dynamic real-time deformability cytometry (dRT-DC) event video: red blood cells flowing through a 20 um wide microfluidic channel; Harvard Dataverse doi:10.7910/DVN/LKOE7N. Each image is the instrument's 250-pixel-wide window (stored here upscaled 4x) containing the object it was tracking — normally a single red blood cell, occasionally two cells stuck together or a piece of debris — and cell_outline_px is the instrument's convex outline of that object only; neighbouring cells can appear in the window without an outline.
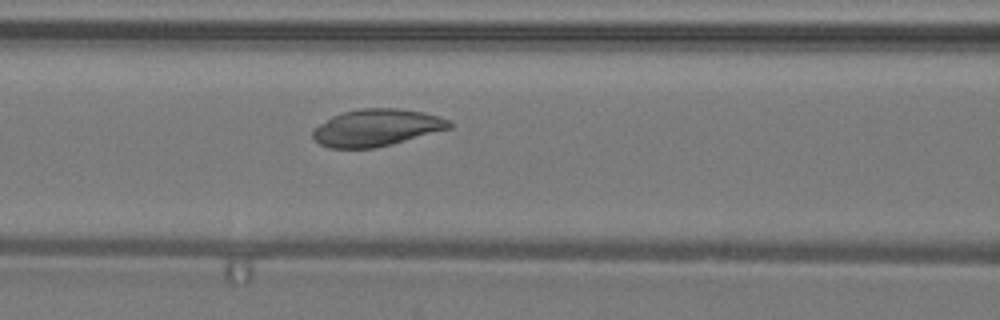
{"species": "common noctule bat (a hibernating species)", "species_latin": "Nyctalus noctula", "temperature_condition": "warm", "stored_images_in_passage": 48, "camera_frame_rate_fps": 3000, "um_per_image_px": 0.085, "animal": {"sex": "male", "body_mass_g": 19.2, "forearm_length_mm": 51.8}, "frame": {"image": 1, "passage_image": 20, "time_ms": 6.333, "image_size_px": [1000, 320], "cell_outline_px": [[452, 128], [392, 144], [376, 148], [332, 148], [320, 144], [312, 136], [312, 128], [332, 116], [344, 112], [360, 108], [396, 108], [424, 112], [448, 120], [452, 124]], "centroid_in_image_um": [31.99, 10.85], "position_along_channel_um": 134.6, "area_um2": 29.42}}
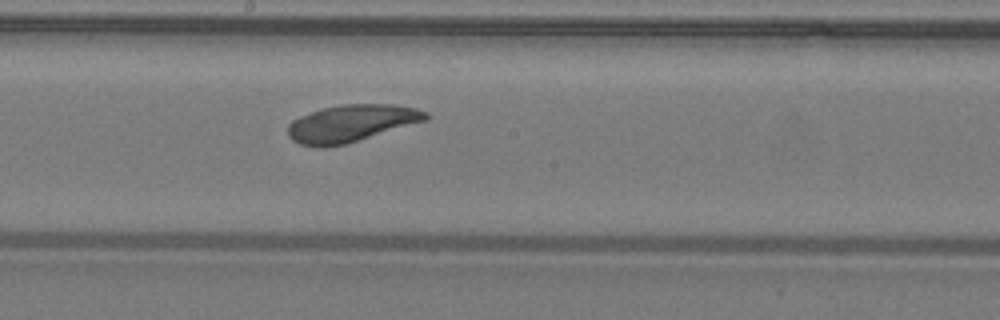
{"frame": {"image": 2, "passage_image": 26, "time_ms": 8.333, "image_size_px": [1000, 320], "cell_outline_px": [[428, 120], [344, 144], [324, 148], [320, 148], [300, 144], [292, 140], [288, 136], [288, 124], [292, 120], [300, 116], [320, 108], [340, 104], [392, 104], [416, 108], [428, 112]], "centroid_in_image_um": [29.83, 10.48], "position_along_channel_um": 218.4, "area_um2": 29.94}}
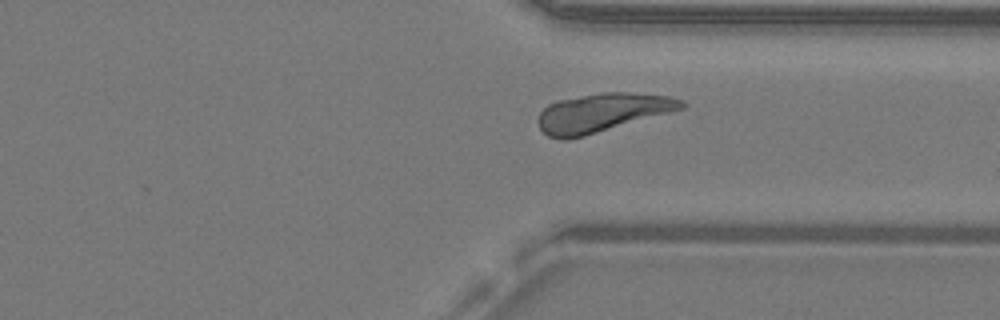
{"frame": {"image": 3, "passage_image": 36, "time_ms": 11.667, "image_size_px": [1000, 320], "cell_outline_px": [[684, 108], [584, 136], [568, 140], [560, 140], [548, 136], [540, 128], [540, 112], [548, 104], [560, 100], [600, 92], [628, 92], [668, 96], [684, 100]], "centroid_in_image_um": [51.18, 9.58], "position_along_channel_um": 360.2, "area_um2": 31.85}}